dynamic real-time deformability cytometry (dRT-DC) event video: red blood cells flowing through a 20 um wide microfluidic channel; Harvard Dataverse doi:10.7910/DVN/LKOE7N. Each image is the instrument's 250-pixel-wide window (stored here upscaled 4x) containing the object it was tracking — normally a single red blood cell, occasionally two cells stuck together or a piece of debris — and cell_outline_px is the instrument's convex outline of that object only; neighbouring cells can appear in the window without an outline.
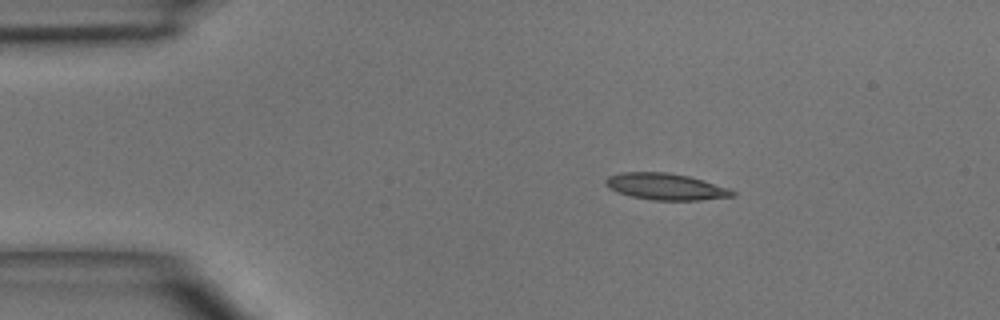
{"species": "common noctule bat (a hibernating species)", "species_latin": "Nyctalus noctula", "temperature_condition": "room temperature", "stored_images_in_passage": 4, "camera_frame_rate_fps": 3000, "um_per_image_px": 0.085, "animal": {"sex": "male", "body_mass_g": 15.6}, "frame": {"image": 1, "passage_image": 1, "time_ms": 0.0, "image_size_px": [1000, 320], "cell_outline_px": [[736, 196], [700, 200], [652, 200], [632, 196], [608, 188], [604, 184], [604, 180], [608, 176], [620, 172], [668, 172], [688, 176], [704, 180], [728, 188], [736, 192]], "centroid_in_image_um": [56.58, 15.85], "position_along_channel_um": 28.4, "area_um2": 19.65}}